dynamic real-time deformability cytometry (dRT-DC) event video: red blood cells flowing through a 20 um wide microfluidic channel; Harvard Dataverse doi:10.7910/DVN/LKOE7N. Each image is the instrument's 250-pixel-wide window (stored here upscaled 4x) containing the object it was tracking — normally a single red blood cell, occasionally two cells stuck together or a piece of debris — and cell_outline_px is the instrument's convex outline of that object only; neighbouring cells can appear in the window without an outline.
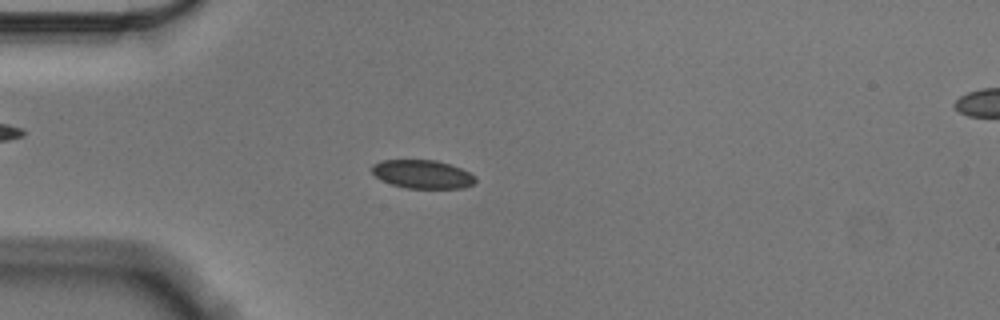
{"species": "Egyptian fruit bat (a non-hibernating species)", "species_latin": "Rousettus aegyptiacus", "temperature_condition": "cold", "stored_images_in_passage": 56, "camera_frame_rate_fps": 3000, "um_per_image_px": 0.085, "animal": {"sex": "male"}, "frame": {"image": 1, "passage_image": 15, "time_ms": 4.667, "image_size_px": [1000, 320], "cell_outline_px": [[476, 180], [472, 184], [464, 188], [408, 188], [392, 184], [376, 176], [372, 172], [372, 164], [380, 160], [436, 160], [460, 168], [476, 176]], "centroid_in_image_um": [35.91, 14.8], "position_along_channel_um": 49.1, "area_um2": 16.99}}
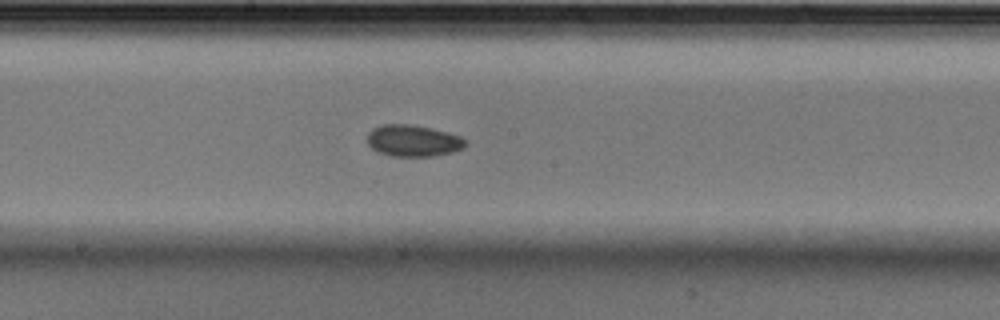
{"frame": {"image": 2, "passage_image": 30, "time_ms": 9.667, "image_size_px": [1000, 320], "cell_outline_px": [[464, 148], [452, 152], [432, 156], [392, 156], [376, 152], [368, 144], [368, 132], [372, 128], [380, 124], [412, 124], [432, 128], [448, 132], [460, 136], [464, 140]], "centroid_in_image_um": [35.07, 11.95], "position_along_channel_um": 213.1, "area_um2": 18.15}}
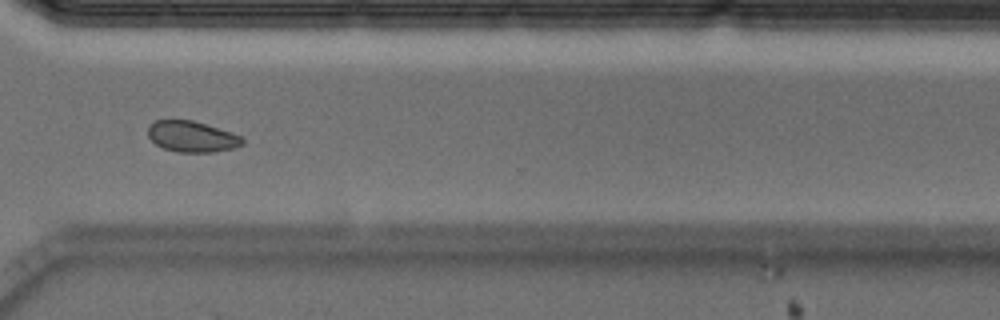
{"frame": {"image": 3, "passage_image": 42, "time_ms": 13.667, "image_size_px": [1000, 320], "cell_outline_px": [[244, 144], [236, 148], [212, 152], [176, 152], [164, 148], [156, 144], [148, 136], [148, 128], [156, 120], [192, 120], [240, 136], [244, 140]], "centroid_in_image_um": [16.31, 11.63], "position_along_channel_um": 354.3, "area_um2": 16.76}, "authors_computed_cell_mechanics": {"area_um2": 17.6579, "velocity_mm_per_s": 3.5336, "shape_relaxation_time_tau1_ms": 2.0929, "shape_relaxation_time_tau2_ms": 4.7786, "deformation_change_tau1": 0.0431, "deformation_change_tau2": 0.0507}}